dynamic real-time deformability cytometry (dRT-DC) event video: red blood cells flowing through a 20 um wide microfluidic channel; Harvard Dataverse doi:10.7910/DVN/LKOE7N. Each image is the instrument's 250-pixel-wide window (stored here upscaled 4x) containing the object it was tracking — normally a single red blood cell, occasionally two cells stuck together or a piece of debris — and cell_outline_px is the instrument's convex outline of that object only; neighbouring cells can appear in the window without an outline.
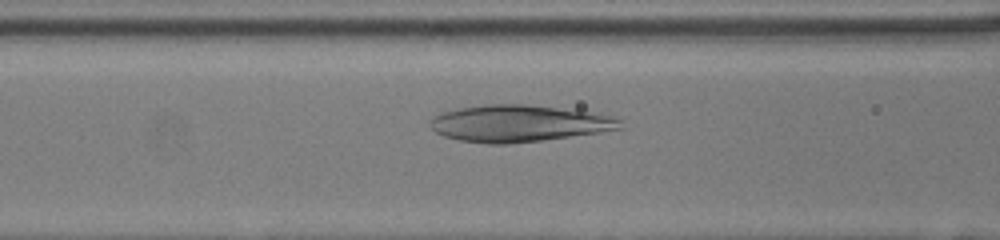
{"species": "human", "species_latin": "Homo sapiens", "temperature_condition": "room temperature", "stored_images_in_passage": 51, "camera_frame_rate_fps": 3000, "um_per_image_px": 0.085, "donor": {"sex": "female"}, "frame": {"image": 1, "passage_image": 23, "time_ms": 7.333, "image_size_px": [1000, 240], "cell_outline_px": [[624, 128], [600, 132], [544, 140], [508, 144], [488, 144], [460, 140], [444, 136], [436, 132], [428, 124], [432, 116], [440, 112], [460, 108], [484, 104], [524, 104], [588, 112], [612, 116], [624, 120]], "centroid_in_image_um": [44.09, 10.49], "position_along_channel_um": 122.5, "area_um2": 40.81}}
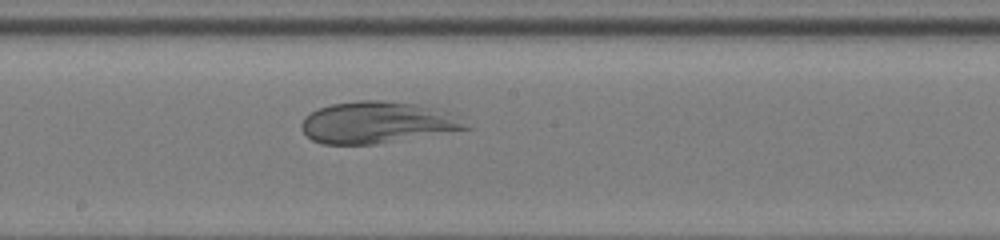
{"frame": {"image": 2, "passage_image": 30, "time_ms": 9.667, "image_size_px": [1000, 240], "cell_outline_px": [[472, 128], [372, 144], [324, 144], [312, 140], [300, 128], [300, 124], [304, 116], [320, 108], [332, 104], [360, 100], [380, 100], [416, 104], [444, 108], [464, 116]], "centroid_in_image_um": [32.16, 10.39], "position_along_channel_um": 216.0, "area_um2": 40.23}}
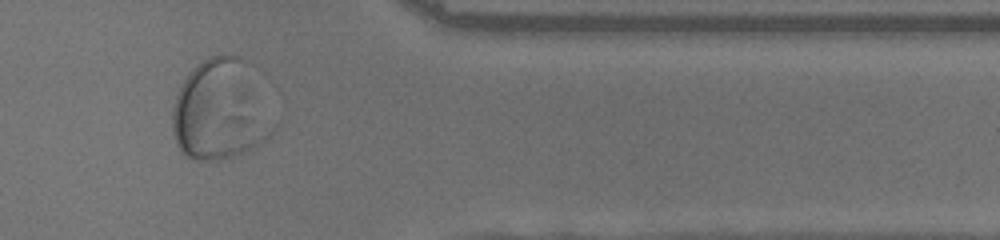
{"frame": {"image": 3, "passage_image": 44, "time_ms": 14.333, "image_size_px": [1000, 240], "cell_outline_px": [[280, 124], [260, 144], [244, 152], [224, 160], [196, 160], [180, 152], [176, 144], [172, 132], [172, 104], [180, 84], [192, 68], [196, 64], [212, 56], [240, 56], [244, 60], [280, 120]], "centroid_in_image_um": [18.77, 9.39], "position_along_channel_um": 392.6, "area_um2": 60.4}}